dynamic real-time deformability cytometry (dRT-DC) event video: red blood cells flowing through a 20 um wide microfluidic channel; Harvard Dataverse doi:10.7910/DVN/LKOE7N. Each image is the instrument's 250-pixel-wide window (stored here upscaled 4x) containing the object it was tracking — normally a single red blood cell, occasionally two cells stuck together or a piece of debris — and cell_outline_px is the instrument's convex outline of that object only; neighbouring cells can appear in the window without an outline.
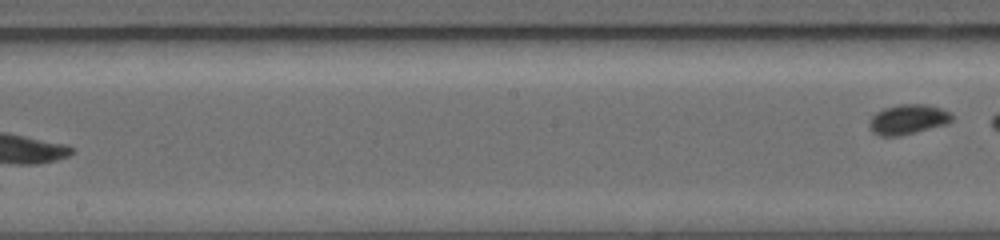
{"species": "common noctule bat (a hibernating species)", "species_latin": "Nyctalus noctula", "temperature_condition": "warm", "stored_images_in_passage": 8, "segment_of_instrument_passage": [2, 2], "camera_frame_rate_fps": 5000, "um_per_image_px": 0.085, "animal": {"sex": "female", "body_mass_g": 19.0, "forearm_length_mm": 56.7}, "frame": {"image": 1, "passage_image": 8, "time_ms": 6.0, "image_size_px": [1000, 240], "cell_outline_px": [[952, 120], [948, 124], [900, 136], [880, 136], [872, 132], [868, 128], [868, 120], [876, 112], [884, 108], [896, 104], [928, 104], [940, 108], [948, 112], [952, 116]], "centroid_in_image_um": [77.13, 10.15], "position_along_channel_um": 171.1, "area_um2": 14.62}}